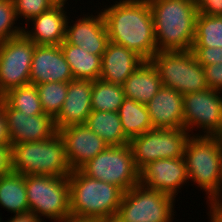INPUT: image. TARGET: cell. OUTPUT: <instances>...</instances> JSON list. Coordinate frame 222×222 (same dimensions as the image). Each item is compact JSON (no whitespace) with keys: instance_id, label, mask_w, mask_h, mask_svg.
Listing matches in <instances>:
<instances>
[{"instance_id":"d4e9b609","label":"cell","mask_w":222,"mask_h":222,"mask_svg":"<svg viewBox=\"0 0 222 222\" xmlns=\"http://www.w3.org/2000/svg\"><path fill=\"white\" fill-rule=\"evenodd\" d=\"M0 206L15 214L29 211L24 175L11 172L0 177Z\"/></svg>"},{"instance_id":"d6a6232c","label":"cell","mask_w":222,"mask_h":222,"mask_svg":"<svg viewBox=\"0 0 222 222\" xmlns=\"http://www.w3.org/2000/svg\"><path fill=\"white\" fill-rule=\"evenodd\" d=\"M191 51L202 67L222 63V47H192Z\"/></svg>"},{"instance_id":"d6986e66","label":"cell","mask_w":222,"mask_h":222,"mask_svg":"<svg viewBox=\"0 0 222 222\" xmlns=\"http://www.w3.org/2000/svg\"><path fill=\"white\" fill-rule=\"evenodd\" d=\"M153 128H184L183 95L162 86L146 104Z\"/></svg>"},{"instance_id":"b9f144b4","label":"cell","mask_w":222,"mask_h":222,"mask_svg":"<svg viewBox=\"0 0 222 222\" xmlns=\"http://www.w3.org/2000/svg\"><path fill=\"white\" fill-rule=\"evenodd\" d=\"M52 7H64L67 0H47Z\"/></svg>"},{"instance_id":"ba28073f","label":"cell","mask_w":222,"mask_h":222,"mask_svg":"<svg viewBox=\"0 0 222 222\" xmlns=\"http://www.w3.org/2000/svg\"><path fill=\"white\" fill-rule=\"evenodd\" d=\"M79 170L89 177L114 184L124 192L140 183V171L135 166L130 144L108 146Z\"/></svg>"},{"instance_id":"7bdbcfd3","label":"cell","mask_w":222,"mask_h":222,"mask_svg":"<svg viewBox=\"0 0 222 222\" xmlns=\"http://www.w3.org/2000/svg\"><path fill=\"white\" fill-rule=\"evenodd\" d=\"M99 222H120V221L116 218H110L106 220H100Z\"/></svg>"},{"instance_id":"cb8c5ba5","label":"cell","mask_w":222,"mask_h":222,"mask_svg":"<svg viewBox=\"0 0 222 222\" xmlns=\"http://www.w3.org/2000/svg\"><path fill=\"white\" fill-rule=\"evenodd\" d=\"M85 124L108 146H123L130 142L123 132L118 112L92 111Z\"/></svg>"},{"instance_id":"7402d4cb","label":"cell","mask_w":222,"mask_h":222,"mask_svg":"<svg viewBox=\"0 0 222 222\" xmlns=\"http://www.w3.org/2000/svg\"><path fill=\"white\" fill-rule=\"evenodd\" d=\"M126 98L147 104L160 90L162 82L151 61H144L124 82Z\"/></svg>"},{"instance_id":"9a60e30c","label":"cell","mask_w":222,"mask_h":222,"mask_svg":"<svg viewBox=\"0 0 222 222\" xmlns=\"http://www.w3.org/2000/svg\"><path fill=\"white\" fill-rule=\"evenodd\" d=\"M63 138L66 156L72 170L79 169L108 147L107 143L84 124L58 130Z\"/></svg>"},{"instance_id":"e0dca14e","label":"cell","mask_w":222,"mask_h":222,"mask_svg":"<svg viewBox=\"0 0 222 222\" xmlns=\"http://www.w3.org/2000/svg\"><path fill=\"white\" fill-rule=\"evenodd\" d=\"M83 17L70 26L67 20L65 41L102 57L110 42L103 14L100 11L96 16Z\"/></svg>"},{"instance_id":"ee69618b","label":"cell","mask_w":222,"mask_h":222,"mask_svg":"<svg viewBox=\"0 0 222 222\" xmlns=\"http://www.w3.org/2000/svg\"><path fill=\"white\" fill-rule=\"evenodd\" d=\"M219 137H220V140H221V143H222V132L220 133Z\"/></svg>"},{"instance_id":"2e32d148","label":"cell","mask_w":222,"mask_h":222,"mask_svg":"<svg viewBox=\"0 0 222 222\" xmlns=\"http://www.w3.org/2000/svg\"><path fill=\"white\" fill-rule=\"evenodd\" d=\"M74 80L60 45H35L30 68V84Z\"/></svg>"},{"instance_id":"9c48e42d","label":"cell","mask_w":222,"mask_h":222,"mask_svg":"<svg viewBox=\"0 0 222 222\" xmlns=\"http://www.w3.org/2000/svg\"><path fill=\"white\" fill-rule=\"evenodd\" d=\"M175 198L142 184L124 192L116 219L120 222H172Z\"/></svg>"},{"instance_id":"60d3db41","label":"cell","mask_w":222,"mask_h":222,"mask_svg":"<svg viewBox=\"0 0 222 222\" xmlns=\"http://www.w3.org/2000/svg\"><path fill=\"white\" fill-rule=\"evenodd\" d=\"M221 199H222V188H221V192L208 204L222 208V200Z\"/></svg>"},{"instance_id":"ac0fdd59","label":"cell","mask_w":222,"mask_h":222,"mask_svg":"<svg viewBox=\"0 0 222 222\" xmlns=\"http://www.w3.org/2000/svg\"><path fill=\"white\" fill-rule=\"evenodd\" d=\"M93 81L72 80L68 82L65 101L54 118L57 131L71 125L84 124L92 112L91 95Z\"/></svg>"},{"instance_id":"7a4b0ae2","label":"cell","mask_w":222,"mask_h":222,"mask_svg":"<svg viewBox=\"0 0 222 222\" xmlns=\"http://www.w3.org/2000/svg\"><path fill=\"white\" fill-rule=\"evenodd\" d=\"M158 51L192 50L195 21L198 14L195 0H148Z\"/></svg>"},{"instance_id":"1f68e13d","label":"cell","mask_w":222,"mask_h":222,"mask_svg":"<svg viewBox=\"0 0 222 222\" xmlns=\"http://www.w3.org/2000/svg\"><path fill=\"white\" fill-rule=\"evenodd\" d=\"M13 3L17 19L23 17L27 22L52 7L47 0H13Z\"/></svg>"},{"instance_id":"83f0119b","label":"cell","mask_w":222,"mask_h":222,"mask_svg":"<svg viewBox=\"0 0 222 222\" xmlns=\"http://www.w3.org/2000/svg\"><path fill=\"white\" fill-rule=\"evenodd\" d=\"M192 47H222V16L197 14Z\"/></svg>"},{"instance_id":"d590c367","label":"cell","mask_w":222,"mask_h":222,"mask_svg":"<svg viewBox=\"0 0 222 222\" xmlns=\"http://www.w3.org/2000/svg\"><path fill=\"white\" fill-rule=\"evenodd\" d=\"M11 145H0V177L12 172Z\"/></svg>"},{"instance_id":"30bf717a","label":"cell","mask_w":222,"mask_h":222,"mask_svg":"<svg viewBox=\"0 0 222 222\" xmlns=\"http://www.w3.org/2000/svg\"><path fill=\"white\" fill-rule=\"evenodd\" d=\"M185 128H154L129 142L136 168L140 171L149 162L163 158H181L188 138Z\"/></svg>"},{"instance_id":"8d00e7d4","label":"cell","mask_w":222,"mask_h":222,"mask_svg":"<svg viewBox=\"0 0 222 222\" xmlns=\"http://www.w3.org/2000/svg\"><path fill=\"white\" fill-rule=\"evenodd\" d=\"M0 145H11L7 118L4 112V100L0 97Z\"/></svg>"},{"instance_id":"4316f807","label":"cell","mask_w":222,"mask_h":222,"mask_svg":"<svg viewBox=\"0 0 222 222\" xmlns=\"http://www.w3.org/2000/svg\"><path fill=\"white\" fill-rule=\"evenodd\" d=\"M124 98L122 85L112 84L101 79L93 81L92 111L118 112Z\"/></svg>"},{"instance_id":"f35d334b","label":"cell","mask_w":222,"mask_h":222,"mask_svg":"<svg viewBox=\"0 0 222 222\" xmlns=\"http://www.w3.org/2000/svg\"><path fill=\"white\" fill-rule=\"evenodd\" d=\"M100 220L94 219V218H86V217H78L75 215H69L65 216L61 220L57 222H99Z\"/></svg>"},{"instance_id":"f1b7e54d","label":"cell","mask_w":222,"mask_h":222,"mask_svg":"<svg viewBox=\"0 0 222 222\" xmlns=\"http://www.w3.org/2000/svg\"><path fill=\"white\" fill-rule=\"evenodd\" d=\"M1 98L13 109L25 114H44L36 85L28 84L8 90Z\"/></svg>"},{"instance_id":"ab89813d","label":"cell","mask_w":222,"mask_h":222,"mask_svg":"<svg viewBox=\"0 0 222 222\" xmlns=\"http://www.w3.org/2000/svg\"><path fill=\"white\" fill-rule=\"evenodd\" d=\"M210 207V217L211 218L210 222H222V208L213 206V205H208Z\"/></svg>"},{"instance_id":"277c9868","label":"cell","mask_w":222,"mask_h":222,"mask_svg":"<svg viewBox=\"0 0 222 222\" xmlns=\"http://www.w3.org/2000/svg\"><path fill=\"white\" fill-rule=\"evenodd\" d=\"M12 172L22 175L68 177L73 171L63 138L57 132L43 141L11 145Z\"/></svg>"},{"instance_id":"8992f818","label":"cell","mask_w":222,"mask_h":222,"mask_svg":"<svg viewBox=\"0 0 222 222\" xmlns=\"http://www.w3.org/2000/svg\"><path fill=\"white\" fill-rule=\"evenodd\" d=\"M150 61L159 73L162 86L182 95L208 88L203 67L191 50L157 51Z\"/></svg>"},{"instance_id":"74e56055","label":"cell","mask_w":222,"mask_h":222,"mask_svg":"<svg viewBox=\"0 0 222 222\" xmlns=\"http://www.w3.org/2000/svg\"><path fill=\"white\" fill-rule=\"evenodd\" d=\"M6 222H42L37 215H35L32 211L14 214V217H11L10 220Z\"/></svg>"},{"instance_id":"44dd1931","label":"cell","mask_w":222,"mask_h":222,"mask_svg":"<svg viewBox=\"0 0 222 222\" xmlns=\"http://www.w3.org/2000/svg\"><path fill=\"white\" fill-rule=\"evenodd\" d=\"M65 7H51L33 17L32 30L23 29V34L36 45H60L65 40L68 16Z\"/></svg>"},{"instance_id":"3957f363","label":"cell","mask_w":222,"mask_h":222,"mask_svg":"<svg viewBox=\"0 0 222 222\" xmlns=\"http://www.w3.org/2000/svg\"><path fill=\"white\" fill-rule=\"evenodd\" d=\"M68 181L71 215L97 220L116 217L124 194L121 188L89 177L79 169L70 173Z\"/></svg>"},{"instance_id":"ffe728a7","label":"cell","mask_w":222,"mask_h":222,"mask_svg":"<svg viewBox=\"0 0 222 222\" xmlns=\"http://www.w3.org/2000/svg\"><path fill=\"white\" fill-rule=\"evenodd\" d=\"M143 62L144 60L135 52L109 42L102 55L99 79L112 84L123 85Z\"/></svg>"},{"instance_id":"5bb4252c","label":"cell","mask_w":222,"mask_h":222,"mask_svg":"<svg viewBox=\"0 0 222 222\" xmlns=\"http://www.w3.org/2000/svg\"><path fill=\"white\" fill-rule=\"evenodd\" d=\"M4 112L7 118L11 145L43 141L58 132L54 118L48 114H25L11 108L5 101Z\"/></svg>"},{"instance_id":"8fae6325","label":"cell","mask_w":222,"mask_h":222,"mask_svg":"<svg viewBox=\"0 0 222 222\" xmlns=\"http://www.w3.org/2000/svg\"><path fill=\"white\" fill-rule=\"evenodd\" d=\"M35 45L23 33L0 42V97L10 89L30 84Z\"/></svg>"},{"instance_id":"e575fe53","label":"cell","mask_w":222,"mask_h":222,"mask_svg":"<svg viewBox=\"0 0 222 222\" xmlns=\"http://www.w3.org/2000/svg\"><path fill=\"white\" fill-rule=\"evenodd\" d=\"M198 13L222 16V0H195Z\"/></svg>"},{"instance_id":"f546056e","label":"cell","mask_w":222,"mask_h":222,"mask_svg":"<svg viewBox=\"0 0 222 222\" xmlns=\"http://www.w3.org/2000/svg\"><path fill=\"white\" fill-rule=\"evenodd\" d=\"M36 88L44 113L55 118L65 101L68 82H47L36 85Z\"/></svg>"},{"instance_id":"603a6c76","label":"cell","mask_w":222,"mask_h":222,"mask_svg":"<svg viewBox=\"0 0 222 222\" xmlns=\"http://www.w3.org/2000/svg\"><path fill=\"white\" fill-rule=\"evenodd\" d=\"M61 50L76 80L95 81L100 78L102 57L88 53L83 48L67 43L60 44Z\"/></svg>"},{"instance_id":"7c38bea8","label":"cell","mask_w":222,"mask_h":222,"mask_svg":"<svg viewBox=\"0 0 222 222\" xmlns=\"http://www.w3.org/2000/svg\"><path fill=\"white\" fill-rule=\"evenodd\" d=\"M222 91L207 88L183 95L184 128L190 133L201 128L204 136L222 132ZM221 96V97H220ZM205 130V131H204Z\"/></svg>"},{"instance_id":"52a82bcc","label":"cell","mask_w":222,"mask_h":222,"mask_svg":"<svg viewBox=\"0 0 222 222\" xmlns=\"http://www.w3.org/2000/svg\"><path fill=\"white\" fill-rule=\"evenodd\" d=\"M29 211L59 221L70 215V187L68 177L25 175Z\"/></svg>"},{"instance_id":"836d02e7","label":"cell","mask_w":222,"mask_h":222,"mask_svg":"<svg viewBox=\"0 0 222 222\" xmlns=\"http://www.w3.org/2000/svg\"><path fill=\"white\" fill-rule=\"evenodd\" d=\"M208 88L222 91V63L203 67Z\"/></svg>"},{"instance_id":"4fadbf2b","label":"cell","mask_w":222,"mask_h":222,"mask_svg":"<svg viewBox=\"0 0 222 222\" xmlns=\"http://www.w3.org/2000/svg\"><path fill=\"white\" fill-rule=\"evenodd\" d=\"M187 181L189 182L183 157L158 159L140 170V184L174 198L178 189Z\"/></svg>"},{"instance_id":"484cf974","label":"cell","mask_w":222,"mask_h":222,"mask_svg":"<svg viewBox=\"0 0 222 222\" xmlns=\"http://www.w3.org/2000/svg\"><path fill=\"white\" fill-rule=\"evenodd\" d=\"M118 114L123 132L129 140L154 129L146 104L125 97Z\"/></svg>"},{"instance_id":"4dcf8cb0","label":"cell","mask_w":222,"mask_h":222,"mask_svg":"<svg viewBox=\"0 0 222 222\" xmlns=\"http://www.w3.org/2000/svg\"><path fill=\"white\" fill-rule=\"evenodd\" d=\"M17 20L13 0H0V42L23 33V27H13Z\"/></svg>"},{"instance_id":"5b68a950","label":"cell","mask_w":222,"mask_h":222,"mask_svg":"<svg viewBox=\"0 0 222 222\" xmlns=\"http://www.w3.org/2000/svg\"><path fill=\"white\" fill-rule=\"evenodd\" d=\"M195 135L188 138L183 158L188 180L205 190L210 203L222 188V143L219 136Z\"/></svg>"},{"instance_id":"6da1fadb","label":"cell","mask_w":222,"mask_h":222,"mask_svg":"<svg viewBox=\"0 0 222 222\" xmlns=\"http://www.w3.org/2000/svg\"><path fill=\"white\" fill-rule=\"evenodd\" d=\"M119 1L101 11L109 41L135 52L144 61H150L158 50L148 0Z\"/></svg>"}]
</instances>
